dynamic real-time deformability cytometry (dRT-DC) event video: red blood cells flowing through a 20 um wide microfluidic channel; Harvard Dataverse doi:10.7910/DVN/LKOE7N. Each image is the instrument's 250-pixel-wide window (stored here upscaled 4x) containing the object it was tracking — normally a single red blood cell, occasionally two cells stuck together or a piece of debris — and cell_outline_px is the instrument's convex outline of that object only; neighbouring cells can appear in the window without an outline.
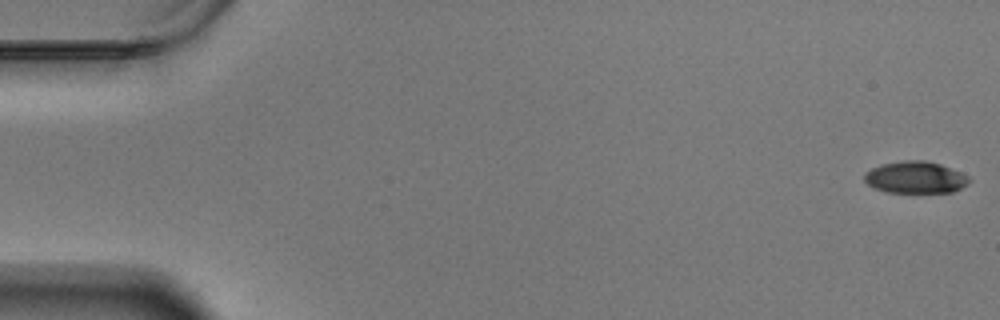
{"species": "Egyptian fruit bat (a non-hibernating species)", "species_latin": "Rousettus aegyptiacus", "temperature_condition": "warm", "stored_images_in_passage": 60, "segment_of_instrument_passage": [1, 2], "camera_frame_rate_fps": 3000, "um_per_image_px": 0.085, "animal": {"sex": "male"}, "frame": {"image": 1, "passage_image": 1, "time_ms": 0.0, "image_size_px": [1000, 320], "cell_outline_px": [[972, 180], [968, 184], [952, 192], [884, 192], [868, 184], [864, 180], [864, 172], [880, 164], [904, 160], [924, 160], [940, 164], [960, 172], [968, 176]], "centroid_in_image_um": [77.8, 15.07], "position_along_channel_um": 7.2, "area_um2": 19.48}}
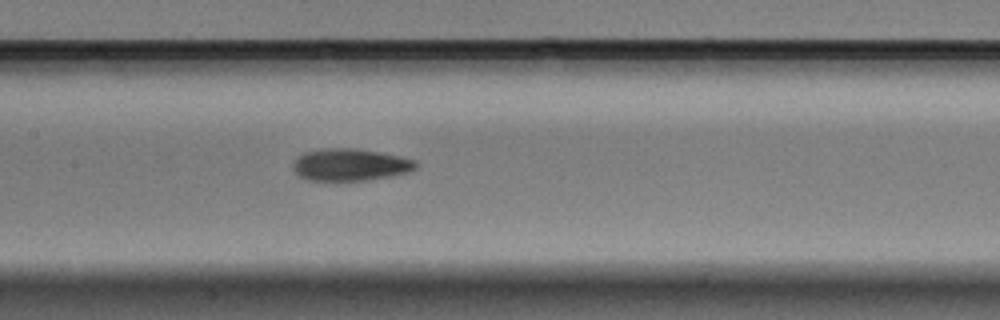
{"frame": {"image": 2, "passage_image": 29, "time_ms": 9.333, "image_size_px": [1000, 320], "cell_outline_px": [[420, 164], [416, 168], [408, 172], [392, 176], [364, 180], [308, 180], [300, 176], [292, 168], [292, 164], [296, 156], [304, 152], [320, 148], [352, 148], [400, 156], [416, 160]], "centroid_in_image_um": [29.75, 13.99], "position_along_channel_um": 177.6, "area_um2": 23.06}}
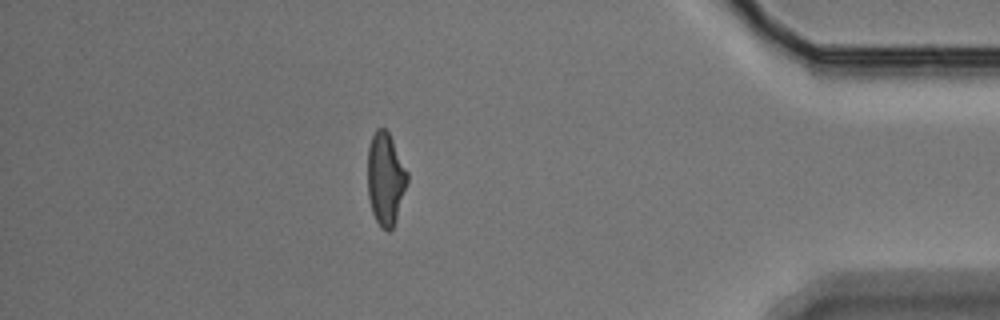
{"frame": {"image": 3, "passage_image": 52, "time_ms": 17.0, "image_size_px": [1000, 320], "cell_outline_px": [[408, 180], [396, 220], [392, 228], [388, 232], [380, 228], [372, 212], [368, 196], [368, 148], [372, 136], [376, 128], [384, 128], [388, 132], [408, 172]], "centroid_in_image_um": [32.76, 15.22], "position_along_channel_um": 402.4, "area_um2": 21.33}}